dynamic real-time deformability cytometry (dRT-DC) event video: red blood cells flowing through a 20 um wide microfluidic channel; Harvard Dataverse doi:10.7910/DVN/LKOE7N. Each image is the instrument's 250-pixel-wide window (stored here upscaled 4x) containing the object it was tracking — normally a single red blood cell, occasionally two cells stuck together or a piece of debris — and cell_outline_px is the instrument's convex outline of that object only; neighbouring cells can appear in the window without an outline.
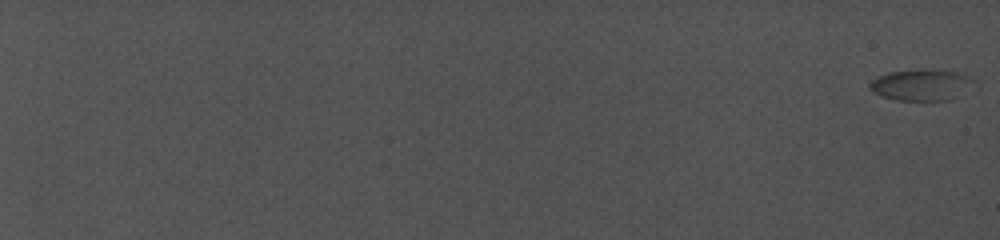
{"species": "common noctule bat (a hibernating species)", "species_latin": "Nyctalus noctula", "temperature_condition": "cold", "stored_images_in_passage": 54, "camera_frame_rate_fps": 5000, "um_per_image_px": 0.085, "animal": {"sex": "female", "body_mass_g": 19.0, "forearm_length_mm": 56.7}, "frame": {"image": 1, "passage_image": 1, "time_ms": 0.0, "image_size_px": [1000, 240], "cell_outline_px": [[972, 80], [948, 100], [896, 100], [872, 92], [868, 88], [868, 84], [872, 80], [880, 76], [892, 72], [920, 68], [924, 68], [956, 72]], "centroid_in_image_um": [78.12, 7.19], "position_along_channel_um": 6.9, "area_um2": 18.03}}
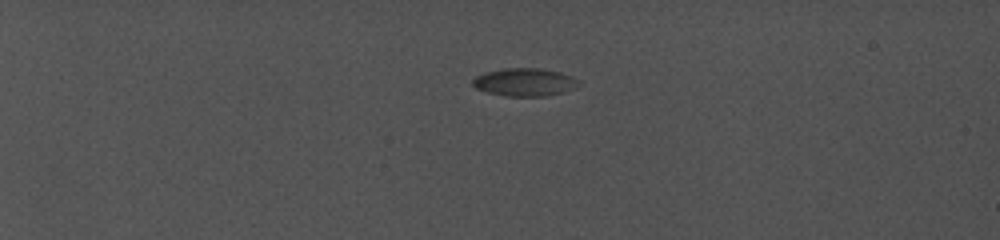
{"frame": {"image": 2, "passage_image": 22, "time_ms": 6.6, "image_size_px": [1000, 240], "cell_outline_px": [[580, 84], [564, 92], [544, 96], [508, 96], [488, 92], [476, 88], [472, 84], [472, 80], [476, 76], [484, 72], [504, 68], [540, 68], [560, 72], [572, 76], [580, 80]], "centroid_in_image_um": [44.6, 6.97], "position_along_channel_um": 40.4, "area_um2": 17.22}}
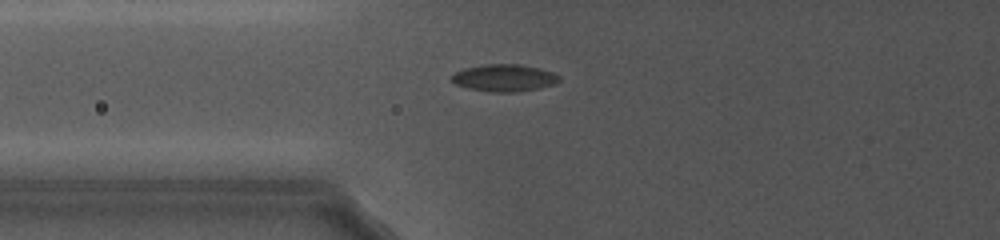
{"frame": {"image": 3, "passage_image": 32, "time_ms": 10.8, "image_size_px": [1000, 240], "cell_outline_px": [[560, 80], [556, 84], [540, 88], [516, 92], [492, 92], [468, 88], [456, 84], [452, 80], [452, 76], [456, 72], [464, 68], [484, 64], [520, 64], [540, 68], [552, 72], [560, 76]], "centroid_in_image_um": [42.9, 6.62], "position_along_channel_um": 82.9, "area_um2": 17.05}}